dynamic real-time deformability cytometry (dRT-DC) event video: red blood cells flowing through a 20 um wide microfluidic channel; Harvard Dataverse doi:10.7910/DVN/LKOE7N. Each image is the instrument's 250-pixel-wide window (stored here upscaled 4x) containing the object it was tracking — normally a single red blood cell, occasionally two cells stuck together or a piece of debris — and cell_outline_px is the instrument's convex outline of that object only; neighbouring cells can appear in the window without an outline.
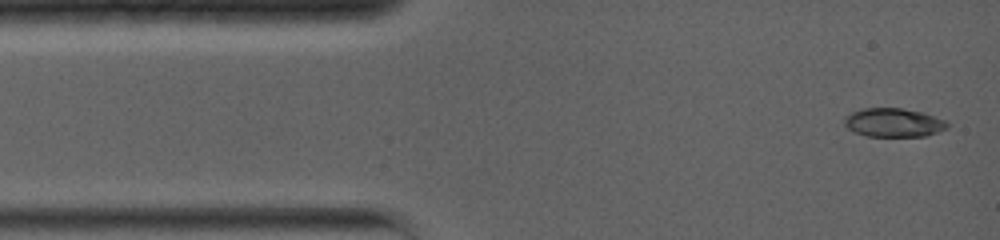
{"species": "common noctule bat (a hibernating species)", "species_latin": "Nyctalus noctula", "temperature_condition": "warm", "stored_images_in_passage": 40, "camera_frame_rate_fps": 5000, "um_per_image_px": 0.085, "animal": {"sex": "female", "body_mass_g": 19.0, "forearm_length_mm": 56.7}, "frame": {"image": 1, "passage_image": 1, "time_ms": 0.0, "image_size_px": [1000, 240], "cell_outline_px": [[948, 128], [924, 136], [868, 136], [856, 132], [848, 128], [844, 124], [844, 116], [860, 108], [900, 108], [924, 112], [948, 120]], "centroid_in_image_um": [75.97, 10.4], "position_along_channel_um": 9.0, "area_um2": 17.34}}
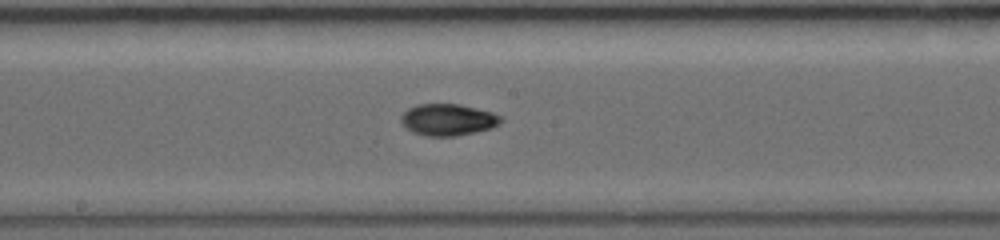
{"frame": {"image": 2, "passage_image": 17, "time_ms": 6.8, "image_size_px": [1000, 240], "cell_outline_px": [[504, 120], [500, 124], [492, 128], [456, 136], [428, 136], [412, 132], [400, 120], [400, 116], [408, 108], [416, 104], [460, 104], [492, 112], [504, 116]], "centroid_in_image_um": [38.12, 10.17], "position_along_channel_um": 210.1, "area_um2": 18.55}}
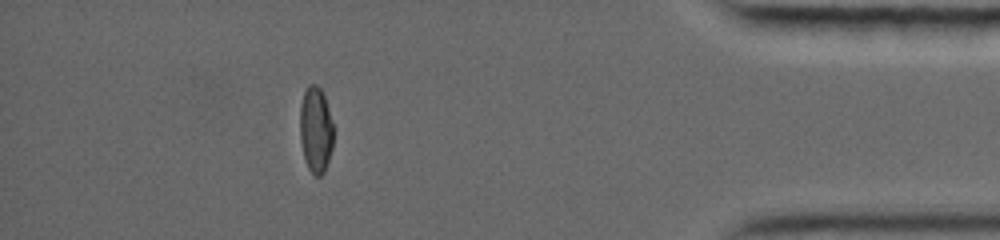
{"frame": {"image": 3, "passage_image": 34, "time_ms": 13.0, "image_size_px": [1000, 240], "cell_outline_px": [[336, 128], [332, 148], [324, 172], [320, 176], [316, 176], [308, 168], [304, 160], [300, 140], [300, 104], [304, 92], [308, 84], [316, 84], [320, 88], [324, 96]], "centroid_in_image_um": [26.86, 11.02], "position_along_channel_um": 408.3, "area_um2": 17.28}, "authors_computed_cell_mechanics": {"area_um2": 17.4556, "velocity_mm_per_s": 3.9599, "shape_relaxation_time_tau1_ms": null, "shape_relaxation_time_tau2_ms": 1.5914, "deformation_change_tau1": null, "deformation_change_tau2": 0.034}}